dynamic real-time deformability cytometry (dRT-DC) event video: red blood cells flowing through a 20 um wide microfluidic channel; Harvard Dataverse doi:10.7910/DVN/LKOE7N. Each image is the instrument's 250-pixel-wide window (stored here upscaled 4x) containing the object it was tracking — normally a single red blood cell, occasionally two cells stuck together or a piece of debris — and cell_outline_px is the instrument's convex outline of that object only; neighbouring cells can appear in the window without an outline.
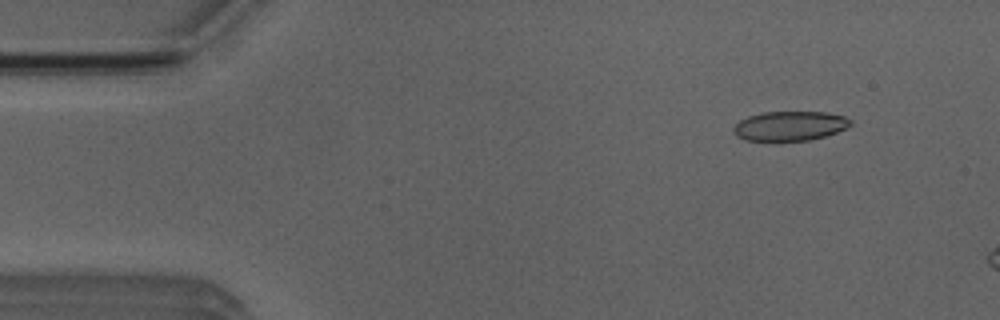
{"species": "Egyptian fruit bat (a non-hibernating species)", "species_latin": "Rousettus aegyptiacus", "temperature_condition": "room temperature", "stored_images_in_passage": 11, "camera_frame_rate_fps": 3000, "um_per_image_px": 0.085, "animal": {"sex": "male"}, "frame": {"image": 1, "passage_image": 5, "time_ms": 1.333, "image_size_px": [1000, 320], "cell_outline_px": [[852, 124], [836, 132], [824, 136], [808, 140], [744, 140], [736, 136], [732, 132], [732, 128], [740, 120], [748, 116], [764, 112], [824, 112], [844, 116], [852, 120]], "centroid_in_image_um": [67.1, 10.7], "position_along_channel_um": 17.9, "area_um2": 19.94}}